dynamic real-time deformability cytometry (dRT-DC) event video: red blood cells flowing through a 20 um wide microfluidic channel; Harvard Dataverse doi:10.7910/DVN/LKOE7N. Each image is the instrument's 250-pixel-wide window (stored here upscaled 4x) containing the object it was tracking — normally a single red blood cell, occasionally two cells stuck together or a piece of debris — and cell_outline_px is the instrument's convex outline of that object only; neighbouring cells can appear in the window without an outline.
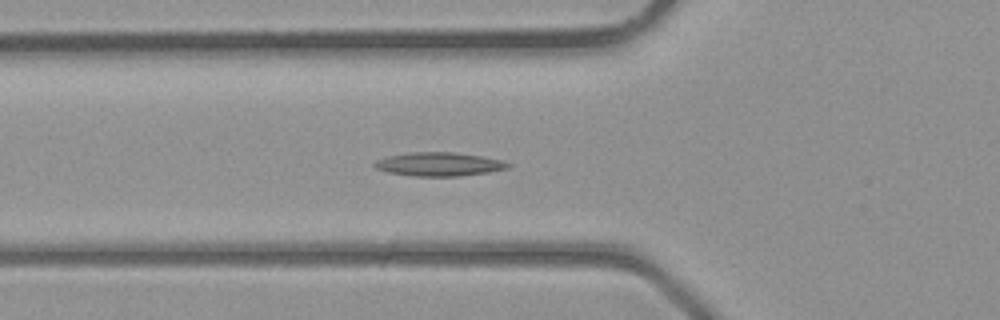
{"species": "common noctule bat (a hibernating species)", "species_latin": "Nyctalus noctula", "temperature_condition": "room temperature", "stored_images_in_passage": 41, "segment_of_instrument_passage": [1, 2], "camera_frame_rate_fps": 3000, "um_per_image_px": 0.085, "animal": {"sex": "male", "body_mass_g": 23.1, "forearm_length_mm": 52.7}, "frame": {"image": 1, "passage_image": 14, "time_ms": 4.333, "image_size_px": [1000, 320], "cell_outline_px": [[512, 164], [508, 168], [488, 172], [460, 176], [416, 176], [388, 172], [376, 168], [372, 164], [376, 160], [388, 156], [408, 152], [452, 152], [484, 156], [504, 160]], "centroid_in_image_um": [37.35, 13.95], "position_along_channel_um": 88.5, "area_um2": 18.5}}
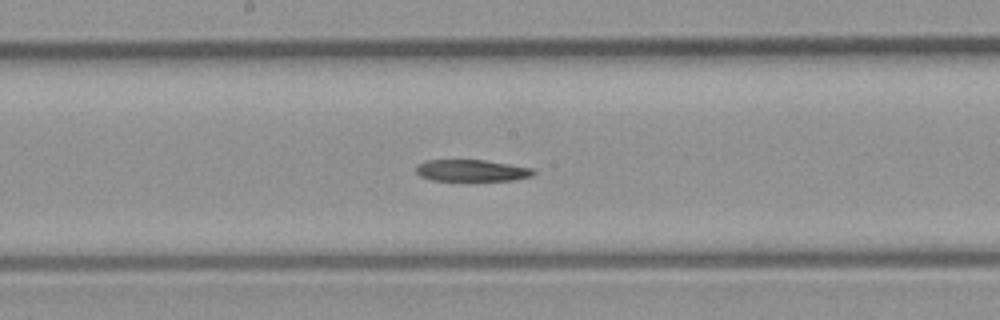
{"frame": {"image": 2, "passage_image": 21, "time_ms": 6.667, "image_size_px": [1000, 320], "cell_outline_px": [[536, 172], [532, 176], [512, 180], [432, 180], [420, 176], [416, 172], [416, 164], [424, 160], [484, 160], [536, 168]], "centroid_in_image_um": [40.1, 14.48], "position_along_channel_um": 208.1, "area_um2": 14.91}}
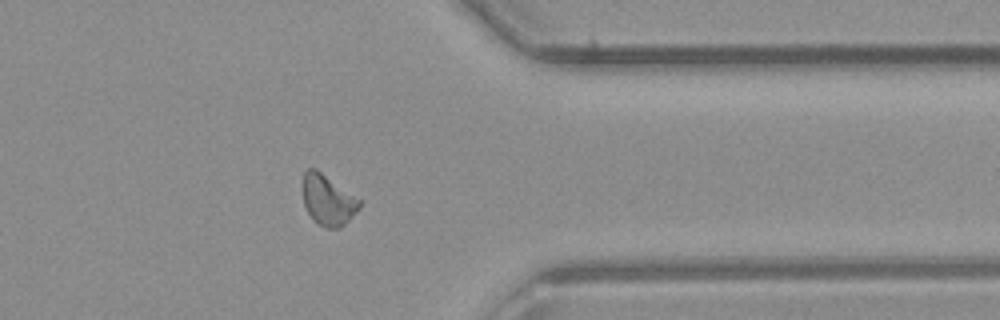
{"frame": {"image": 3, "passage_image": 32, "time_ms": 10.333, "image_size_px": [1000, 320], "cell_outline_px": [[360, 208], [340, 228], [324, 228], [316, 224], [312, 220], [304, 204], [300, 184], [304, 172], [308, 168], [316, 168], [360, 200]], "centroid_in_image_um": [27.8, 17.0], "position_along_channel_um": 383.6, "area_um2": 16.94}}